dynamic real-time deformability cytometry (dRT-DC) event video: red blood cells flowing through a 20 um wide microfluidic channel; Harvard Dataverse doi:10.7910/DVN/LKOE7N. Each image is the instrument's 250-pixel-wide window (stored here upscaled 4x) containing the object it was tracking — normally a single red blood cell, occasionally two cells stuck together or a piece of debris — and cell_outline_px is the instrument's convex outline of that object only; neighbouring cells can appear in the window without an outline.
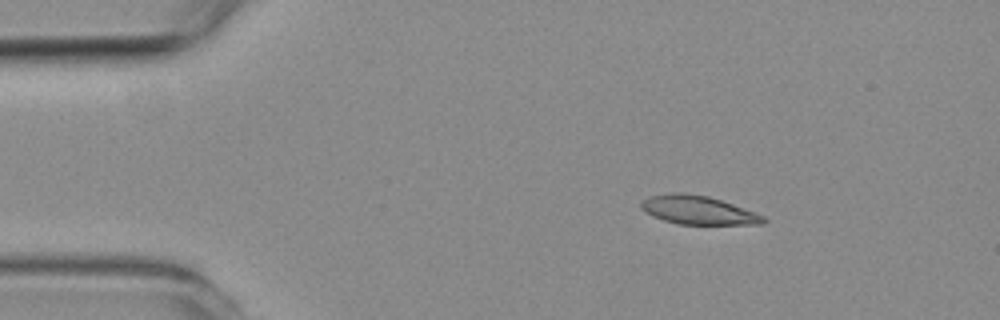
{"species": "common noctule bat (a hibernating species)", "species_latin": "Nyctalus noctula", "temperature_condition": "room temperature", "stored_images_in_passage": 3, "camera_frame_rate_fps": 3000, "um_per_image_px": 0.085, "animal": {"sex": "female", "body_mass_g": 19.3, "forearm_length_mm": 54.1}, "frame": {"image": 1, "passage_image": 1, "time_ms": 0.0, "image_size_px": [1000, 320], "cell_outline_px": [[768, 220], [764, 224], [676, 224], [652, 216], [644, 212], [640, 208], [640, 200], [652, 196], [672, 192], [680, 192], [708, 196], [732, 204], [764, 216]], "centroid_in_image_um": [59.29, 17.86], "position_along_channel_um": 25.7, "area_um2": 20.35}}